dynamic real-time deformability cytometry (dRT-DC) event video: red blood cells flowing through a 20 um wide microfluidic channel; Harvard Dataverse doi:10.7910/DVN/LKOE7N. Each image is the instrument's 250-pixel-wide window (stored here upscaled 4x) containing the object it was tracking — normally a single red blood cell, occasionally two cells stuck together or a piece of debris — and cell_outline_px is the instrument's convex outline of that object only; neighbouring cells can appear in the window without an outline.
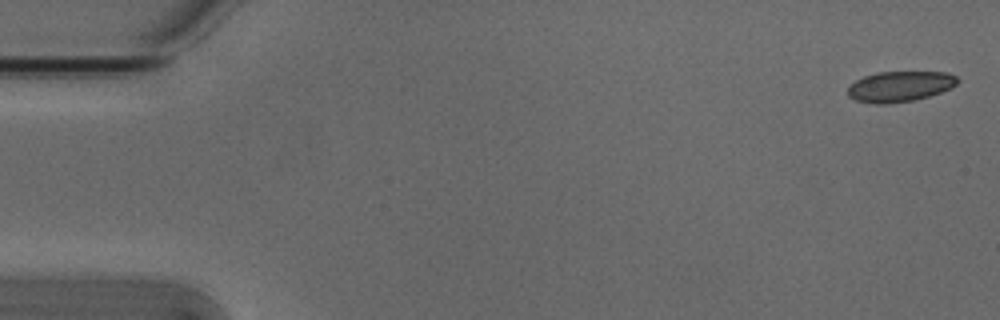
{"species": "Egyptian fruit bat (a non-hibernating species)", "species_latin": "Rousettus aegyptiacus", "temperature_condition": "cold", "stored_images_in_passage": 5, "camera_frame_rate_fps": 3000, "um_per_image_px": 0.085, "animal": {"sex": "male"}, "frame": {"image": 1, "passage_image": 1, "time_ms": 0.0, "image_size_px": [1000, 320], "cell_outline_px": [[960, 80], [952, 88], [928, 96], [912, 100], [884, 104], [876, 104], [856, 100], [848, 96], [848, 88], [856, 80], [864, 76], [880, 72], [948, 72], [956, 76]], "centroid_in_image_um": [76.51, 7.34], "position_along_channel_um": 8.5, "area_um2": 19.36}}
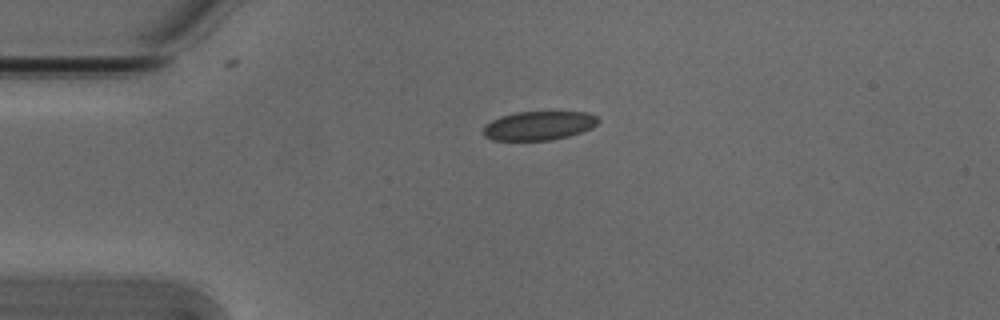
{"frame": {"image": 2, "passage_image": 4, "time_ms": 1.0, "image_size_px": [1000, 320], "cell_outline_px": [[600, 120], [592, 128], [568, 136], [552, 140], [492, 140], [484, 136], [484, 128], [492, 120], [500, 116], [516, 112], [588, 112], [596, 116]], "centroid_in_image_um": [45.82, 10.68], "position_along_channel_um": 39.2, "area_um2": 19.25}}